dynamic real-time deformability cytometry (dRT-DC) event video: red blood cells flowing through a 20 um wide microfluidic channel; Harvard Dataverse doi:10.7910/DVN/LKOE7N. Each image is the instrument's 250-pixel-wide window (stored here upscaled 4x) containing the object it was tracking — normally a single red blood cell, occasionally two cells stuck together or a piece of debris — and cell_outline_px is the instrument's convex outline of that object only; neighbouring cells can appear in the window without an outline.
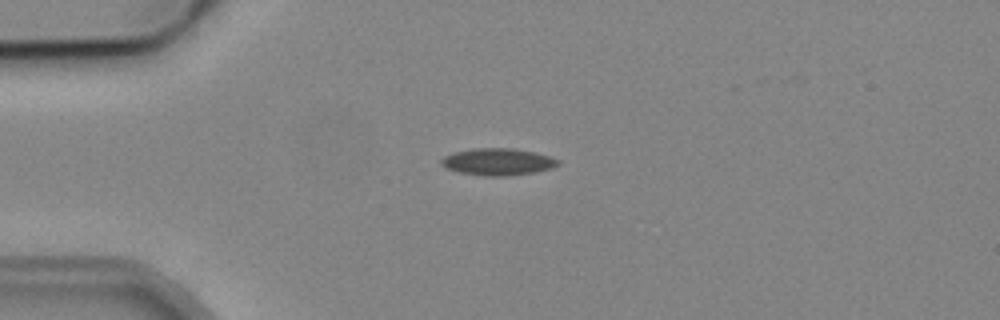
{"species": "common noctule bat (a hibernating species)", "species_latin": "Nyctalus noctula", "temperature_condition": "cold", "stored_images_in_passage": 5, "camera_frame_rate_fps": 3000, "um_per_image_px": 0.085, "animal": {"sex": "male", "body_mass_g": 19.2, "forearm_length_mm": 51.8}, "frame": {"image": 1, "passage_image": 5, "time_ms": 5.667, "image_size_px": [1000, 320], "cell_outline_px": [[560, 164], [552, 168], [536, 172], [508, 176], [484, 176], [460, 172], [444, 168], [440, 164], [440, 160], [444, 156], [456, 152], [476, 148], [512, 148], [532, 152], [548, 156], [560, 160]], "centroid_in_image_um": [42.31, 13.76], "position_along_channel_um": 42.7, "area_um2": 18.32}}